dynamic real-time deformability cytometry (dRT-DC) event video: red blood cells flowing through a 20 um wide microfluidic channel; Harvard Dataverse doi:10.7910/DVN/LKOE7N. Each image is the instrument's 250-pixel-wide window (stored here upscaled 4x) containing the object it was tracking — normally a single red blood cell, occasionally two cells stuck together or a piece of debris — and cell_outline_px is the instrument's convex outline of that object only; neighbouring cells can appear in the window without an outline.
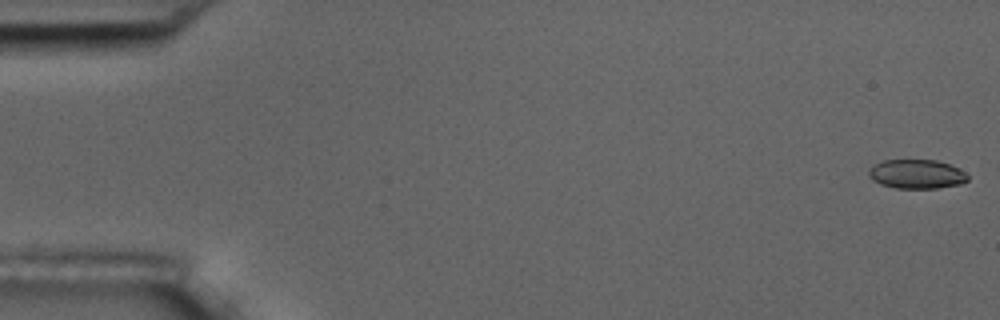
{"species": "common noctule bat (a hibernating species)", "species_latin": "Nyctalus noctula", "temperature_condition": "room temperature", "stored_images_in_passage": 5, "camera_frame_rate_fps": 3000, "um_per_image_px": 0.085, "animal": {"sex": "male", "body_mass_g": 17.5, "forearm_length_mm": 52.3}, "frame": {"image": 1, "passage_image": 1, "time_ms": 0.0, "image_size_px": [1000, 320], "cell_outline_px": [[968, 180], [960, 184], [936, 188], [896, 188], [880, 184], [872, 180], [868, 176], [868, 168], [872, 164], [884, 160], [936, 160], [948, 164], [964, 172], [968, 176]], "centroid_in_image_um": [77.85, 14.79], "position_along_channel_um": 7.2, "area_um2": 16.82}}
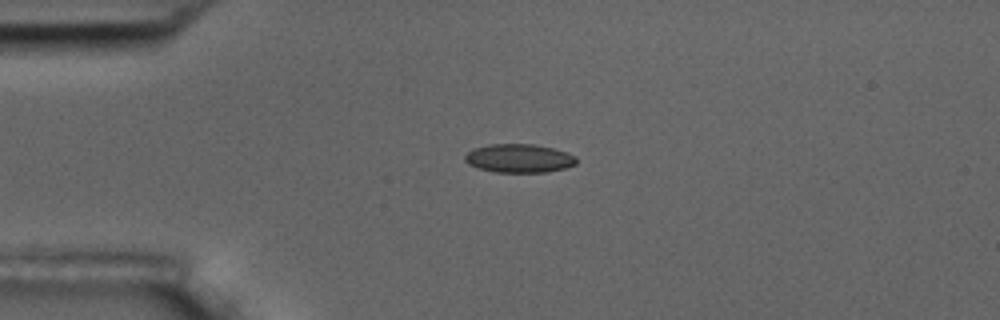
{"frame": {"image": 2, "passage_image": 4, "time_ms": 4.333, "image_size_px": [1000, 320], "cell_outline_px": [[576, 164], [564, 168], [548, 172], [496, 172], [480, 168], [468, 164], [464, 160], [464, 156], [472, 148], [488, 144], [536, 144], [568, 152], [576, 156]], "centroid_in_image_um": [44.12, 13.44], "position_along_channel_um": 40.9, "area_um2": 18.67}}